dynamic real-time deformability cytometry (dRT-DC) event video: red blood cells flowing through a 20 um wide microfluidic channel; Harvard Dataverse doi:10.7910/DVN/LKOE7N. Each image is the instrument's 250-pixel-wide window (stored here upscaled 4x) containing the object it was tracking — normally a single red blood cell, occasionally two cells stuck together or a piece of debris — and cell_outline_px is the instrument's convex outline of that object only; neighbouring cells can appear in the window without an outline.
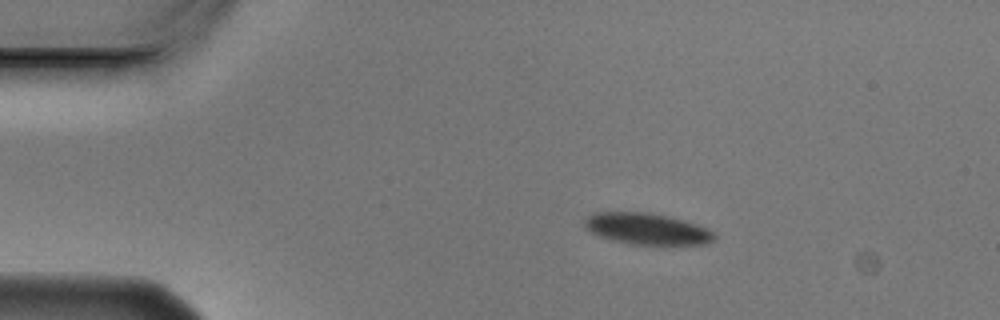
{"species": "Egyptian fruit bat (a non-hibernating species)", "species_latin": "Rousettus aegyptiacus", "temperature_condition": "cold", "stored_images_in_passage": 3, "camera_frame_rate_fps": 3000, "um_per_image_px": 0.085, "animal": {"sex": "male"}, "frame": {"image": 1, "passage_image": 1, "time_ms": 0.0, "image_size_px": [1000, 320], "cell_outline_px": [[716, 240], [704, 244], [632, 244], [600, 236], [584, 228], [584, 220], [588, 216], [596, 212], [648, 212], [668, 216], [696, 224], [708, 228], [716, 232]], "centroid_in_image_um": [55.03, 19.44], "position_along_channel_um": 30.0, "area_um2": 23.58}}